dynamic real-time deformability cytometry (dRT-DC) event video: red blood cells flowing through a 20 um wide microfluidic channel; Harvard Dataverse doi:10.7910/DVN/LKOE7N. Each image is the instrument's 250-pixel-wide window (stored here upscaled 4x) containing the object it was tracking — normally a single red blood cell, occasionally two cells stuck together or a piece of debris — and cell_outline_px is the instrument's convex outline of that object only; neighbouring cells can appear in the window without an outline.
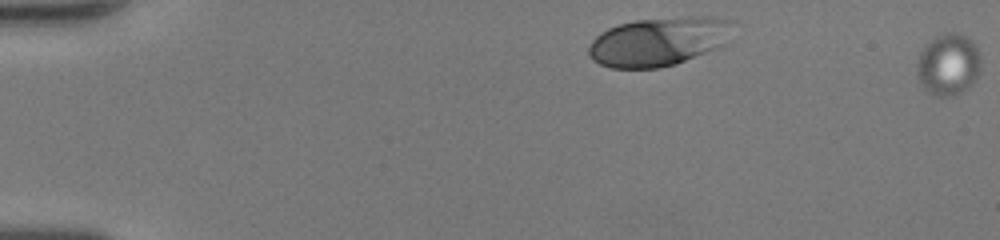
{"species": "human", "species_latin": "Homo sapiens", "temperature_condition": "room temperature", "stored_images_in_passage": 2, "segment_of_instrument_passage": [2, 2], "camera_frame_rate_fps": 3000, "um_per_image_px": 0.085, "donor": {"sex": "female"}, "frame": {"image": 1, "passage_image": 2, "time_ms": 0.333, "image_size_px": [1000, 240], "cell_outline_px": [[980, 68], [972, 84], [968, 88], [952, 96], [936, 96], [928, 92], [924, 88], [916, 72], [916, 64], [920, 52], [936, 36], [944, 32], [952, 32], [964, 36], [972, 40], [980, 56]], "centroid_in_image_um": [80.6, 5.49], "position_along_channel_um": 4.4, "area_um2": 22.77}}